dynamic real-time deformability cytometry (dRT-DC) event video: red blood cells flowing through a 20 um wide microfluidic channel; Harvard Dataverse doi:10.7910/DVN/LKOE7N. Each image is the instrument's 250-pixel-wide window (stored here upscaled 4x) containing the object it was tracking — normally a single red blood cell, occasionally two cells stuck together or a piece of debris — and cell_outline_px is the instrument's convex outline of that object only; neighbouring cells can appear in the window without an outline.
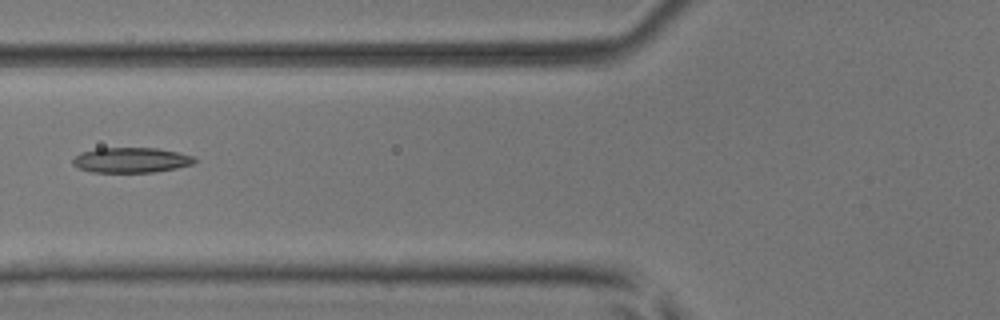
{"species": "common noctule bat (a hibernating species)", "species_latin": "Nyctalus noctula", "temperature_condition": "room temperature", "stored_images_in_passage": 6, "camera_frame_rate_fps": 3000, "um_per_image_px": 0.085, "animal": {"sex": "male", "body_mass_g": 17.9, "forearm_length_mm": 54.2}, "frame": {"image": 1, "passage_image": 6, "time_ms": 1.667, "image_size_px": [1000, 320], "cell_outline_px": [[196, 160], [192, 164], [176, 168], [152, 172], [92, 172], [80, 168], [72, 164], [72, 160], [80, 152], [96, 148], [156, 148], [196, 156]], "centroid_in_image_um": [11.14, 13.6], "position_along_channel_um": 114.7, "area_um2": 17.8}}